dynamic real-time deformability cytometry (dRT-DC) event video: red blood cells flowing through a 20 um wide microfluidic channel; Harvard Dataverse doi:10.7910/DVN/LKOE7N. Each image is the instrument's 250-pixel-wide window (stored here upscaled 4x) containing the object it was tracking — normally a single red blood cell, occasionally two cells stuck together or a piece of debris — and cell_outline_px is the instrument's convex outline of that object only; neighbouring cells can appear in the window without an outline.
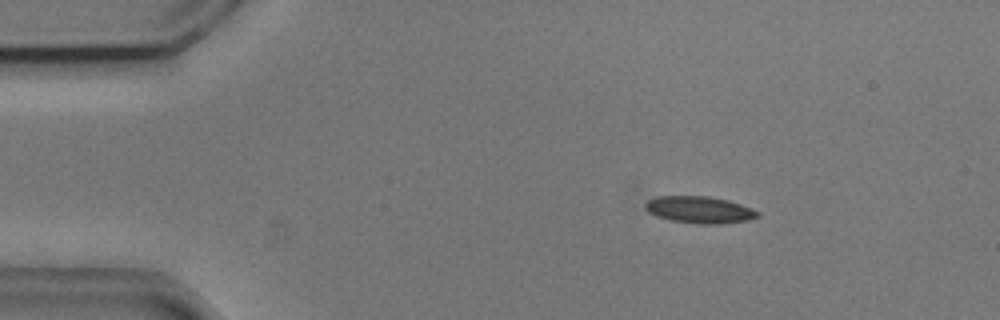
{"species": "common noctule bat (a hibernating species)", "species_latin": "Nyctalus noctula", "temperature_condition": "cold", "stored_images_in_passage": 49, "camera_frame_rate_fps": 3000, "um_per_image_px": 0.085, "animal": {"sex": "male", "body_mass_g": 20.5, "forearm_length_mm": 52.5}, "frame": {"image": 1, "passage_image": 3, "time_ms": 0.667, "image_size_px": [1000, 320], "cell_outline_px": [[760, 216], [748, 220], [720, 224], [696, 224], [672, 220], [656, 216], [648, 212], [644, 208], [644, 204], [648, 200], [656, 196], [708, 196], [728, 200], [752, 208], [760, 212]], "centroid_in_image_um": [59.45, 17.83], "position_along_channel_um": 25.5, "area_um2": 17.74}}
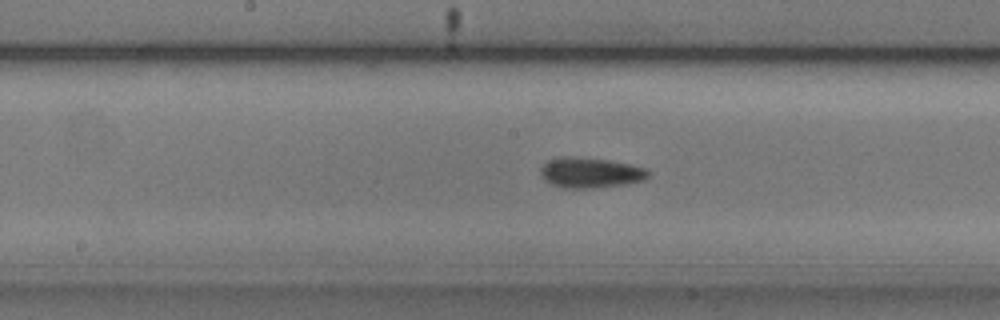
{"frame": {"image": 2, "passage_image": 22, "time_ms": 7.0, "image_size_px": [1000, 320], "cell_outline_px": [[652, 172], [644, 180], [628, 184], [592, 188], [564, 188], [552, 184], [544, 180], [540, 176], [540, 168], [548, 160], [560, 156], [572, 156], [608, 160], [628, 164], [644, 168]], "centroid_in_image_um": [50.16, 14.68], "position_along_channel_um": 198.0, "area_um2": 19.19}}
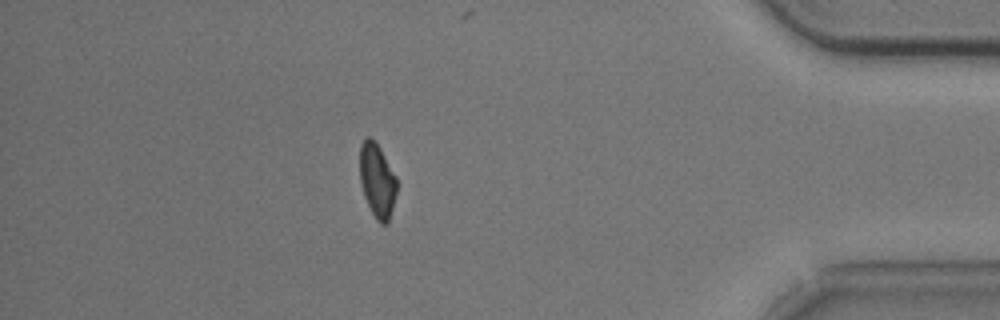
{"frame": {"image": 3, "passage_image": 42, "time_ms": 13.667, "image_size_px": [1000, 320], "cell_outline_px": [[396, 192], [388, 224], [380, 224], [376, 220], [364, 196], [360, 184], [360, 144], [368, 136], [372, 136], [380, 148], [396, 176]], "centroid_in_image_um": [32.05, 15.33], "position_along_channel_um": 403.2, "area_um2": 15.95}, "authors_computed_cell_mechanics": {"area_um2": 17.34, "velocity_mm_per_s": 3.721, "shape_relaxation_time_tau1_ms": 2.9172, "shape_relaxation_time_tau2_ms": 3.849, "deformation_change_tau1": 0.0992, "deformation_change_tau2": 0.105}}